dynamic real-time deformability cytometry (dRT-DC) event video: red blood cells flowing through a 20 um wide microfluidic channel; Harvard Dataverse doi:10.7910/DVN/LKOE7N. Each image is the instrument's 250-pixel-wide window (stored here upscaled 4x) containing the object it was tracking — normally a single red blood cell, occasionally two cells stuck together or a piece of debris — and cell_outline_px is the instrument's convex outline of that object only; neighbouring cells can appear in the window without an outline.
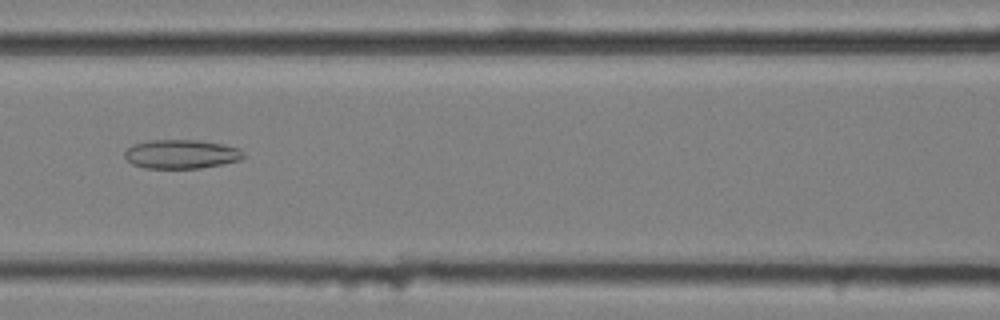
{"species": "common noctule bat (a hibernating species)", "species_latin": "Nyctalus noctula", "temperature_condition": "cold", "stored_images_in_passage": 58, "camera_frame_rate_fps": 3000, "um_per_image_px": 0.085, "animal": {"sex": "female", "body_mass_g": 25.1}, "frame": {"image": 1, "passage_image": 26, "time_ms": 8.333, "image_size_px": [1000, 320], "cell_outline_px": [[244, 156], [240, 160], [224, 164], [200, 168], [144, 168], [132, 164], [124, 156], [124, 152], [132, 144], [148, 140], [200, 140], [224, 144], [240, 148], [244, 152]], "centroid_in_image_um": [15.42, 13.09], "position_along_channel_um": 151.2, "area_um2": 20.29}}
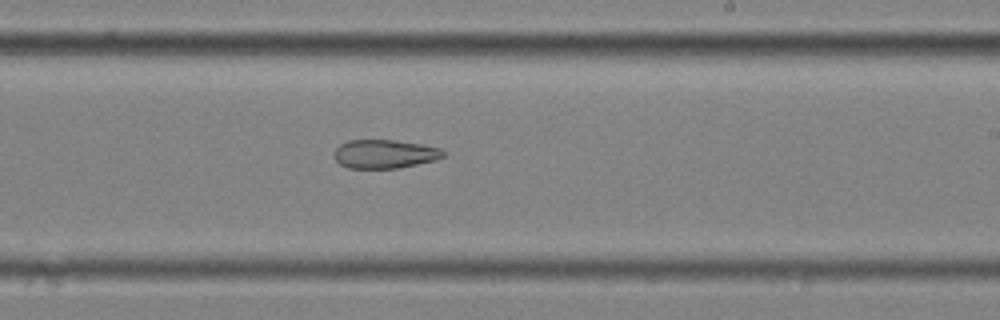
{"frame": {"image": 2, "passage_image": 35, "time_ms": 11.333, "image_size_px": [1000, 320], "cell_outline_px": [[444, 156], [436, 160], [400, 168], [348, 168], [340, 164], [336, 160], [336, 148], [340, 144], [348, 140], [392, 140], [420, 144], [440, 148], [444, 152]], "centroid_in_image_um": [32.71, 13.09], "position_along_channel_um": 256.3, "area_um2": 18.09}}
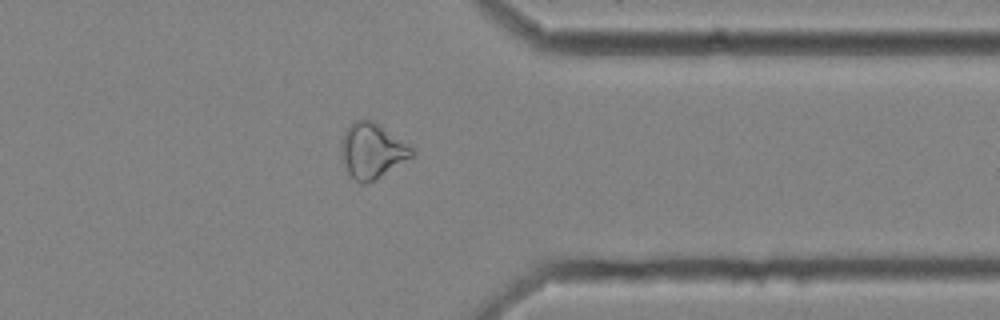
{"frame": {"image": 3, "passage_image": 46, "time_ms": 15.0, "image_size_px": [1000, 320], "cell_outline_px": [[412, 156], [372, 180], [364, 184], [360, 184], [348, 172], [344, 164], [340, 148], [340, 144], [344, 132], [356, 120], [364, 116], [380, 124], [412, 148]], "centroid_in_image_um": [31.57, 12.76], "position_along_channel_um": 379.8, "area_um2": 22.14}, "authors_computed_cell_mechanics": {"area_um2": 25.0274, "velocity_mm_per_s": 3.5155, "shape_relaxation_time_tau1_ms": null, "shape_relaxation_time_tau2_ms": 4.1162, "deformation_change_tau1": null, "deformation_change_tau2": 0.1218}}